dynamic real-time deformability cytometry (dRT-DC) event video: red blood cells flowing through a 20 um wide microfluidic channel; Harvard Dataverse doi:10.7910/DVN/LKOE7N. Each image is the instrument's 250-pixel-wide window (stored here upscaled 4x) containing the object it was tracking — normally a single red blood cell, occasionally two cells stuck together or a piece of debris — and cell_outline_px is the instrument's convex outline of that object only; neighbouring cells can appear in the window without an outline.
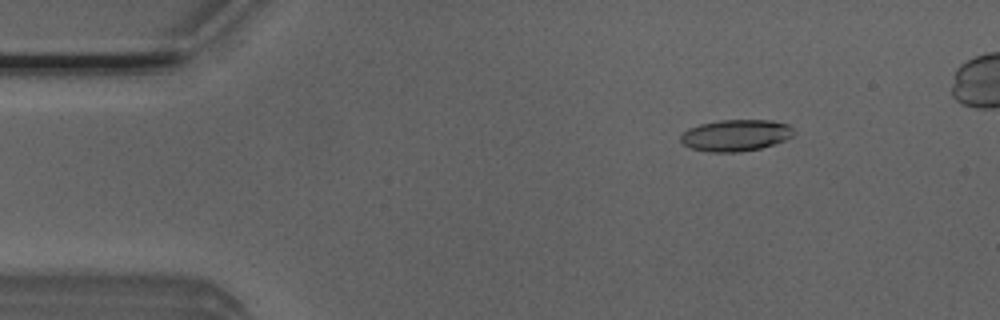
{"species": "Egyptian fruit bat (a non-hibernating species)", "species_latin": "Rousettus aegyptiacus", "temperature_condition": "room temperature", "stored_images_in_passage": 4, "camera_frame_rate_fps": 3000, "um_per_image_px": 0.085, "animal": {"sex": "male"}, "frame": {"image": 1, "passage_image": 4, "time_ms": 1.0, "image_size_px": [1000, 320], "cell_outline_px": [[796, 132], [792, 136], [784, 140], [760, 148], [740, 152], [708, 152], [692, 148], [684, 144], [680, 140], [680, 136], [688, 128], [700, 124], [720, 120], [772, 120], [788, 124]], "centroid_in_image_um": [62.54, 11.5], "position_along_channel_um": 22.5, "area_um2": 20.75}}